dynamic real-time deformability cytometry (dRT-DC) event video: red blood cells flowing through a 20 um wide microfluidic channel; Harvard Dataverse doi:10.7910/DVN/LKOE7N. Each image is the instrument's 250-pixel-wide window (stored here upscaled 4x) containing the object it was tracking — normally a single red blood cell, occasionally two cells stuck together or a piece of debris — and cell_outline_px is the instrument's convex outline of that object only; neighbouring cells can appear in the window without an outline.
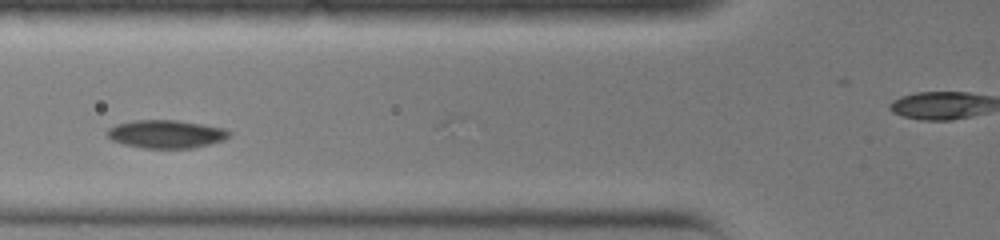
{"species": "common noctule bat (a hibernating species)", "species_latin": "Nyctalus noctula", "temperature_condition": "warm", "stored_images_in_passage": 14, "camera_frame_rate_fps": 3000, "um_per_image_px": 0.085, "animal": {"sex": "female", "body_mass_g": 19.0, "forearm_length_mm": 51.5}, "frame": {"image": 1, "passage_image": 10, "time_ms": 3.0, "image_size_px": [1000, 240], "cell_outline_px": [[232, 132], [224, 140], [192, 148], [144, 148], [124, 144], [112, 140], [108, 136], [108, 128], [116, 124], [132, 120], [176, 120], [224, 128]], "centroid_in_image_um": [14.11, 11.39], "position_along_channel_um": 111.7, "area_um2": 19.83}}
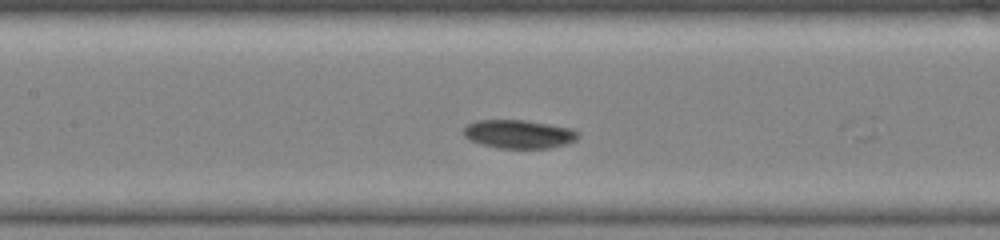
{"frame": {"image": 2, "passage_image": 13, "time_ms": 4.0, "image_size_px": [1000, 240], "cell_outline_px": [[580, 136], [576, 140], [568, 144], [548, 148], [500, 148], [468, 140], [460, 132], [468, 124], [476, 120], [528, 120], [572, 128], [580, 132]], "centroid_in_image_um": [44.12, 11.39], "position_along_channel_um": 163.3, "area_um2": 19.31}}